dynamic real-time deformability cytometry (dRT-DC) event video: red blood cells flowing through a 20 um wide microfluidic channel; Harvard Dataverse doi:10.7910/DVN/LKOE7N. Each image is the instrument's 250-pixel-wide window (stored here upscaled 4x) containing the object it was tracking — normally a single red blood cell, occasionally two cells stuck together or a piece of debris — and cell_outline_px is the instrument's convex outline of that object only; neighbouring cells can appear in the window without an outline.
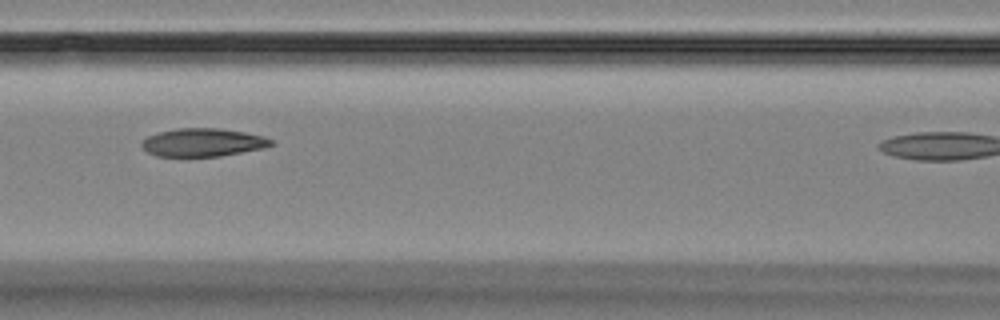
{"species": "Egyptian fruit bat (a non-hibernating species)", "species_latin": "Rousettus aegyptiacus", "temperature_condition": "room temperature", "stored_images_in_passage": 7, "camera_frame_rate_fps": 3000, "um_per_image_px": 0.085, "animal": {"sex": "female"}, "frame": {"image": 1, "passage_image": 6, "time_ms": 7.667, "image_size_px": [1000, 320], "cell_outline_px": [[276, 144], [264, 148], [220, 156], [156, 156], [148, 152], [140, 144], [140, 140], [148, 136], [160, 132], [176, 128], [220, 128], [244, 132], [264, 136], [272, 140]], "centroid_in_image_um": [17.25, 12.1], "position_along_channel_um": 149.3, "area_um2": 21.27}}